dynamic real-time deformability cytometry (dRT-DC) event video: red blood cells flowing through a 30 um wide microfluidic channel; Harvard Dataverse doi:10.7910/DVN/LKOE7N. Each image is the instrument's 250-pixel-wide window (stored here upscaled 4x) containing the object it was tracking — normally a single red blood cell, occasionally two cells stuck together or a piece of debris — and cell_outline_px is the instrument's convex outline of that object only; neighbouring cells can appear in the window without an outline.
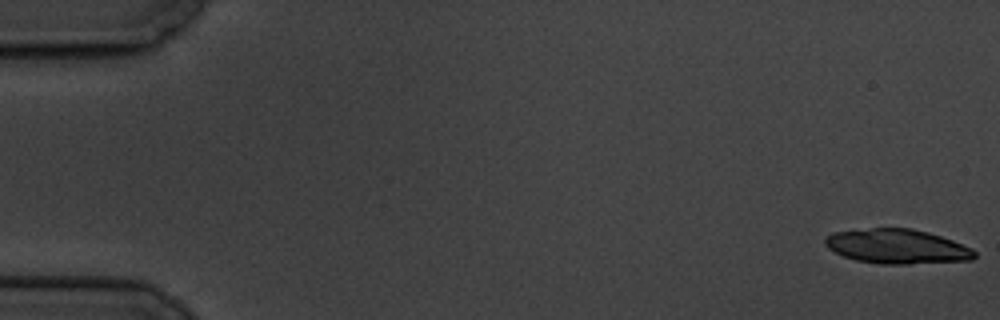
{"species": "common noctule bat (a hibernating species)", "species_latin": "Nyctalus noctula", "temperature_condition": "cold", "stored_images_in_passage": 7, "camera_frame_rate_fps": 3000, "um_per_image_px": 0.085, "animal": {"sex": "male", "body_mass_g": 19.5, "forearm_length_mm": 54.6}, "frame": {"image": 1, "passage_image": 1, "time_ms": 0.0, "image_size_px": [1000, 320], "cell_outline_px": [[976, 256], [972, 260], [908, 264], [880, 264], [856, 260], [844, 256], [828, 248], [824, 244], [824, 236], [832, 232], [872, 228], [912, 228], [928, 232], [952, 240], [972, 248], [976, 252]], "centroid_in_image_um": [76.24, 20.94], "position_along_channel_um": 8.8, "area_um2": 30.17}}
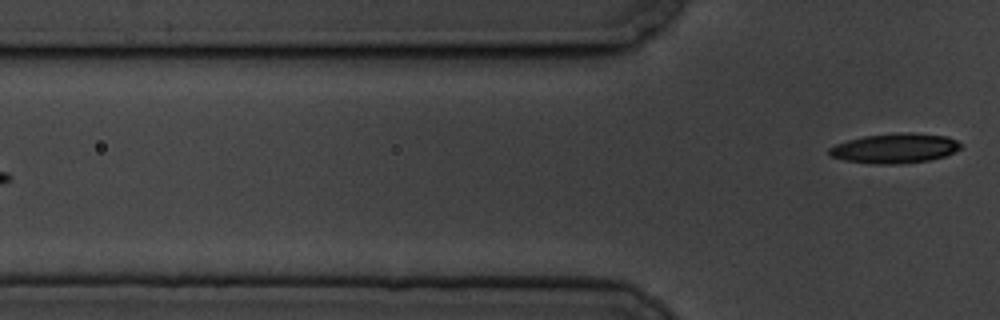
{"frame": {"image": 2, "passage_image": 7, "time_ms": 8.0, "image_size_px": [1000, 320], "cell_outline_px": [[960, 148], [944, 156], [928, 160], [900, 164], [876, 164], [844, 160], [832, 156], [828, 152], [828, 148], [836, 144], [848, 140], [864, 136], [904, 132], [912, 132], [944, 136], [956, 140], [960, 144]], "centroid_in_image_um": [76.03, 12.6], "position_along_channel_um": 49.8, "area_um2": 22.54}}